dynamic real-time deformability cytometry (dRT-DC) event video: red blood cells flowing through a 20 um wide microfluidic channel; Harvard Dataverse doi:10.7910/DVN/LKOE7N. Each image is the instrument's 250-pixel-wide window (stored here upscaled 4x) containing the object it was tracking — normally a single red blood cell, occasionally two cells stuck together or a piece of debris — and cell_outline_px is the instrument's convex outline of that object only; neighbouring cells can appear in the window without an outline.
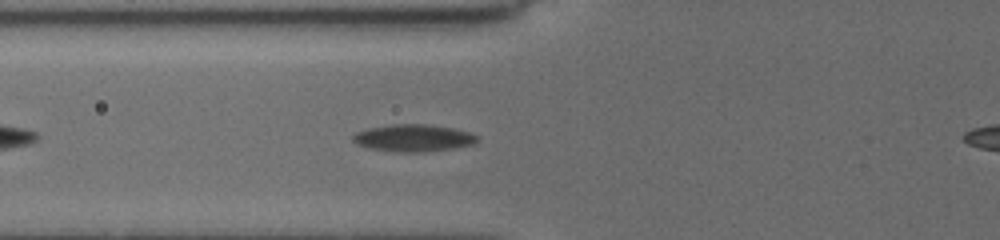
{"species": "common noctule bat (a hibernating species)", "species_latin": "Nyctalus noctula", "temperature_condition": "cold", "stored_images_in_passage": 36, "camera_frame_rate_fps": 3000, "um_per_image_px": 0.085, "animal": {"sex": "female", "body_mass_g": 19.5, "forearm_length_mm": 54.1}, "frame": {"image": 1, "passage_image": 6, "time_ms": 1.667, "image_size_px": [1000, 240], "cell_outline_px": [[480, 140], [472, 144], [456, 148], [420, 152], [400, 152], [368, 148], [356, 144], [352, 140], [352, 136], [356, 132], [368, 128], [392, 124], [424, 124], [452, 128], [468, 132], [480, 136]], "centroid_in_image_um": [35.14, 11.73], "position_along_channel_um": 90.7, "area_um2": 19.71}}
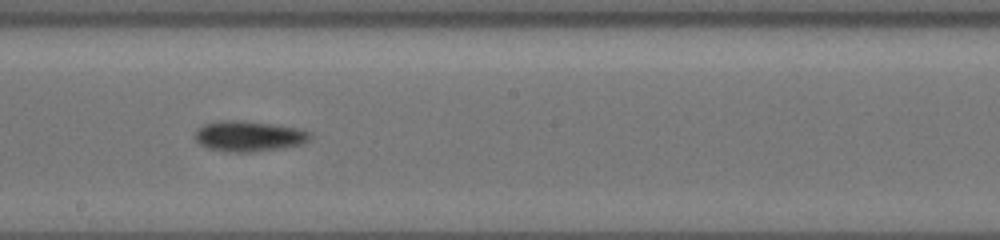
{"frame": {"image": 2, "passage_image": 17, "time_ms": 5.333, "image_size_px": [1000, 240], "cell_outline_px": [[308, 140], [304, 144], [284, 148], [252, 152], [232, 152], [208, 148], [200, 144], [196, 140], [196, 128], [204, 124], [216, 120], [240, 120], [272, 124], [300, 128], [308, 132]], "centroid_in_image_um": [21.13, 11.57], "position_along_channel_um": 227.1, "area_um2": 20.52}}
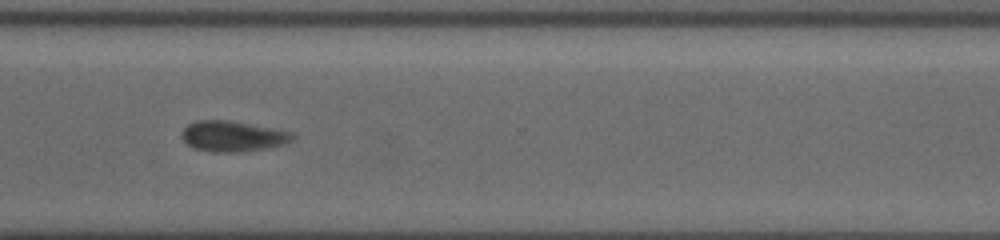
{"frame": {"image": 3, "passage_image": 27, "time_ms": 8.667, "image_size_px": [1000, 240], "cell_outline_px": [[296, 136], [292, 140], [284, 144], [268, 148], [244, 152], [212, 152], [192, 148], [180, 136], [180, 132], [188, 124], [196, 120], [228, 120], [272, 128], [292, 132]], "centroid_in_image_um": [19.76, 11.59], "position_along_channel_um": 350.8, "area_um2": 19.94}}